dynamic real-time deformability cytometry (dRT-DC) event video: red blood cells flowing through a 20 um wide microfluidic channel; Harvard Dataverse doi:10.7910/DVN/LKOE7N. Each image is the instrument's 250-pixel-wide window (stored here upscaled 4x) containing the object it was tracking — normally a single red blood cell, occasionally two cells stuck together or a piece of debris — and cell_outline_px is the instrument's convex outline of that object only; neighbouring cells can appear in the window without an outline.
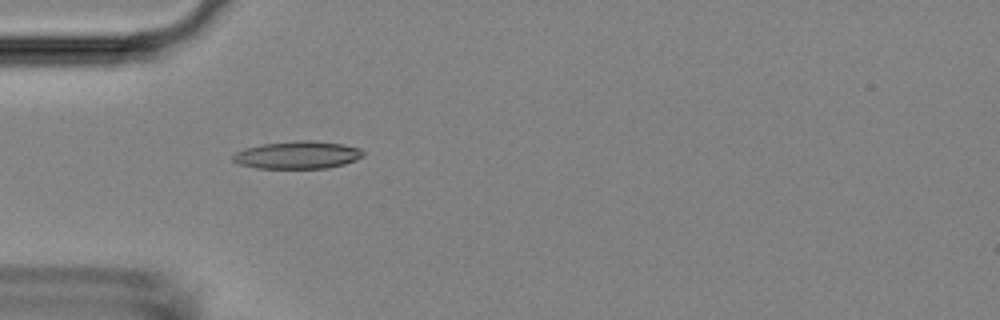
{"species": "Egyptian fruit bat (a non-hibernating species)", "species_latin": "Rousettus aegyptiacus", "temperature_condition": "room temperature", "stored_images_in_passage": 52, "camera_frame_rate_fps": 3000, "um_per_image_px": 0.085, "animal": {"sex": "female"}, "frame": {"image": 1, "passage_image": 16, "time_ms": 5.0, "image_size_px": [1000, 320], "cell_outline_px": [[364, 156], [356, 160], [344, 164], [328, 168], [256, 168], [236, 164], [232, 160], [232, 156], [236, 152], [244, 148], [264, 144], [296, 140], [312, 140], [344, 144], [360, 148], [364, 152]], "centroid_in_image_um": [25.29, 13.17], "position_along_channel_um": 59.7, "area_um2": 21.15}}
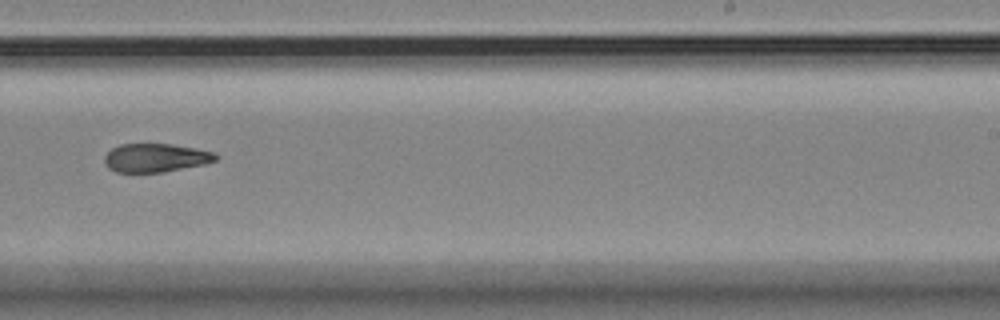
{"frame": {"image": 2, "passage_image": 33, "time_ms": 10.667, "image_size_px": [1000, 320], "cell_outline_px": [[220, 156], [216, 160], [204, 164], [164, 172], [116, 172], [108, 168], [104, 164], [104, 156], [112, 148], [120, 144], [172, 144], [196, 148], [212, 152]], "centroid_in_image_um": [13.21, 13.41], "position_along_channel_um": 275.8, "area_um2": 18.55}}
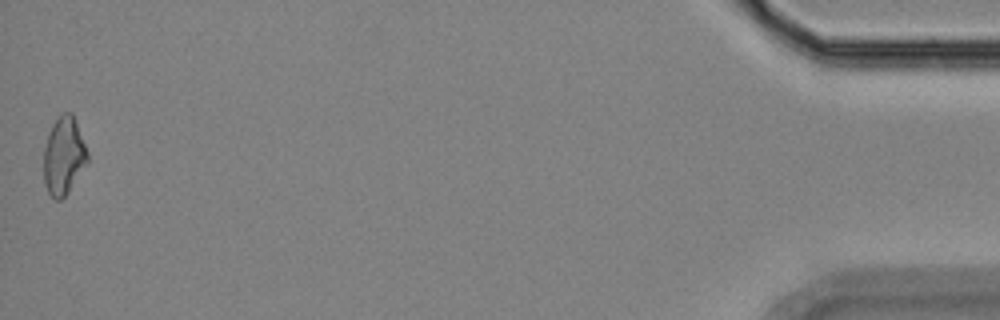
{"frame": {"image": 3, "passage_image": 52, "time_ms": 17.0, "image_size_px": [1000, 320], "cell_outline_px": [[88, 164], [68, 192], [60, 200], [56, 200], [48, 192], [44, 184], [44, 148], [48, 132], [52, 124], [60, 112], [72, 112], [88, 152]], "centroid_in_image_um": [5.42, 13.23], "position_along_channel_um": 429.8, "area_um2": 20.06}, "authors_computed_cell_mechanics": {"area_um2": 19.5942, "velocity_mm_per_s": 3.8553, "shape_relaxation_time_tau1_ms": 5.9684, "shape_relaxation_time_tau2_ms": 4.1001, "deformation_change_tau1": 0.1656, "deformation_change_tau2": 0.1285}}